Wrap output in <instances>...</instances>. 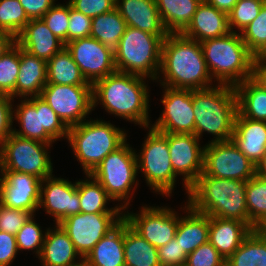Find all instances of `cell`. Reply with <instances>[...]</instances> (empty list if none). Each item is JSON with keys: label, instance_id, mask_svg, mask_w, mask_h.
<instances>
[{"label": "cell", "instance_id": "obj_3", "mask_svg": "<svg viewBox=\"0 0 266 266\" xmlns=\"http://www.w3.org/2000/svg\"><path fill=\"white\" fill-rule=\"evenodd\" d=\"M247 181L199 176L190 186L188 204L209 217L236 219L249 226Z\"/></svg>", "mask_w": 266, "mask_h": 266}, {"label": "cell", "instance_id": "obj_52", "mask_svg": "<svg viewBox=\"0 0 266 266\" xmlns=\"http://www.w3.org/2000/svg\"><path fill=\"white\" fill-rule=\"evenodd\" d=\"M16 45V37L7 32L0 31V57L5 55Z\"/></svg>", "mask_w": 266, "mask_h": 266}, {"label": "cell", "instance_id": "obj_56", "mask_svg": "<svg viewBox=\"0 0 266 266\" xmlns=\"http://www.w3.org/2000/svg\"><path fill=\"white\" fill-rule=\"evenodd\" d=\"M253 64H266V45L254 55Z\"/></svg>", "mask_w": 266, "mask_h": 266}, {"label": "cell", "instance_id": "obj_24", "mask_svg": "<svg viewBox=\"0 0 266 266\" xmlns=\"http://www.w3.org/2000/svg\"><path fill=\"white\" fill-rule=\"evenodd\" d=\"M232 140L239 150L256 165L266 152V122L242 117L237 112Z\"/></svg>", "mask_w": 266, "mask_h": 266}, {"label": "cell", "instance_id": "obj_55", "mask_svg": "<svg viewBox=\"0 0 266 266\" xmlns=\"http://www.w3.org/2000/svg\"><path fill=\"white\" fill-rule=\"evenodd\" d=\"M255 175L266 179V152L255 165Z\"/></svg>", "mask_w": 266, "mask_h": 266}, {"label": "cell", "instance_id": "obj_9", "mask_svg": "<svg viewBox=\"0 0 266 266\" xmlns=\"http://www.w3.org/2000/svg\"><path fill=\"white\" fill-rule=\"evenodd\" d=\"M20 102L13 109V121H18L21 130L14 128V134L50 145L68 138L69 127L40 96L21 98Z\"/></svg>", "mask_w": 266, "mask_h": 266}, {"label": "cell", "instance_id": "obj_11", "mask_svg": "<svg viewBox=\"0 0 266 266\" xmlns=\"http://www.w3.org/2000/svg\"><path fill=\"white\" fill-rule=\"evenodd\" d=\"M50 146L12 132L0 144V171L31 174L41 180L52 176L53 164L47 150Z\"/></svg>", "mask_w": 266, "mask_h": 266}, {"label": "cell", "instance_id": "obj_5", "mask_svg": "<svg viewBox=\"0 0 266 266\" xmlns=\"http://www.w3.org/2000/svg\"><path fill=\"white\" fill-rule=\"evenodd\" d=\"M204 60L216 84L235 87L252 77L254 55L243 42L240 32L201 42Z\"/></svg>", "mask_w": 266, "mask_h": 266}, {"label": "cell", "instance_id": "obj_29", "mask_svg": "<svg viewBox=\"0 0 266 266\" xmlns=\"http://www.w3.org/2000/svg\"><path fill=\"white\" fill-rule=\"evenodd\" d=\"M87 266H125L124 218L83 259Z\"/></svg>", "mask_w": 266, "mask_h": 266}, {"label": "cell", "instance_id": "obj_31", "mask_svg": "<svg viewBox=\"0 0 266 266\" xmlns=\"http://www.w3.org/2000/svg\"><path fill=\"white\" fill-rule=\"evenodd\" d=\"M89 179L77 181V192L80 198V212L97 214H124L122 206L107 208L108 201L113 199L107 194L101 184L91 175Z\"/></svg>", "mask_w": 266, "mask_h": 266}, {"label": "cell", "instance_id": "obj_51", "mask_svg": "<svg viewBox=\"0 0 266 266\" xmlns=\"http://www.w3.org/2000/svg\"><path fill=\"white\" fill-rule=\"evenodd\" d=\"M29 19H39L55 4V0H19Z\"/></svg>", "mask_w": 266, "mask_h": 266}, {"label": "cell", "instance_id": "obj_10", "mask_svg": "<svg viewBox=\"0 0 266 266\" xmlns=\"http://www.w3.org/2000/svg\"><path fill=\"white\" fill-rule=\"evenodd\" d=\"M148 129L141 152L136 153L137 168L144 174L147 185L160 195L171 196L177 174L171 164L168 133Z\"/></svg>", "mask_w": 266, "mask_h": 266}, {"label": "cell", "instance_id": "obj_27", "mask_svg": "<svg viewBox=\"0 0 266 266\" xmlns=\"http://www.w3.org/2000/svg\"><path fill=\"white\" fill-rule=\"evenodd\" d=\"M47 84V62L20 47V67L16 81V97L40 96ZM28 96V97H27Z\"/></svg>", "mask_w": 266, "mask_h": 266}, {"label": "cell", "instance_id": "obj_12", "mask_svg": "<svg viewBox=\"0 0 266 266\" xmlns=\"http://www.w3.org/2000/svg\"><path fill=\"white\" fill-rule=\"evenodd\" d=\"M200 176L248 181L255 176V165L232 139L208 142L204 146L203 173Z\"/></svg>", "mask_w": 266, "mask_h": 266}, {"label": "cell", "instance_id": "obj_40", "mask_svg": "<svg viewBox=\"0 0 266 266\" xmlns=\"http://www.w3.org/2000/svg\"><path fill=\"white\" fill-rule=\"evenodd\" d=\"M266 0H238L228 13V25L231 32L235 28L242 31L247 25L257 18ZM235 27V28H234Z\"/></svg>", "mask_w": 266, "mask_h": 266}, {"label": "cell", "instance_id": "obj_13", "mask_svg": "<svg viewBox=\"0 0 266 266\" xmlns=\"http://www.w3.org/2000/svg\"><path fill=\"white\" fill-rule=\"evenodd\" d=\"M40 97L68 127L85 121L93 110L92 86L46 84Z\"/></svg>", "mask_w": 266, "mask_h": 266}, {"label": "cell", "instance_id": "obj_39", "mask_svg": "<svg viewBox=\"0 0 266 266\" xmlns=\"http://www.w3.org/2000/svg\"><path fill=\"white\" fill-rule=\"evenodd\" d=\"M20 67V47L16 44L0 57V93L16 97V81Z\"/></svg>", "mask_w": 266, "mask_h": 266}, {"label": "cell", "instance_id": "obj_42", "mask_svg": "<svg viewBox=\"0 0 266 266\" xmlns=\"http://www.w3.org/2000/svg\"><path fill=\"white\" fill-rule=\"evenodd\" d=\"M33 215L28 222L17 232L16 242L18 250H34L36 256H40L42 246L44 243L45 233L41 230L39 224L35 222Z\"/></svg>", "mask_w": 266, "mask_h": 266}, {"label": "cell", "instance_id": "obj_47", "mask_svg": "<svg viewBox=\"0 0 266 266\" xmlns=\"http://www.w3.org/2000/svg\"><path fill=\"white\" fill-rule=\"evenodd\" d=\"M187 256L175 237L166 245L158 248L160 266H185Z\"/></svg>", "mask_w": 266, "mask_h": 266}, {"label": "cell", "instance_id": "obj_26", "mask_svg": "<svg viewBox=\"0 0 266 266\" xmlns=\"http://www.w3.org/2000/svg\"><path fill=\"white\" fill-rule=\"evenodd\" d=\"M78 256L81 259L76 261ZM38 258L43 266H74L83 260L67 233L59 224H56L53 229L48 228L46 230L44 243Z\"/></svg>", "mask_w": 266, "mask_h": 266}, {"label": "cell", "instance_id": "obj_53", "mask_svg": "<svg viewBox=\"0 0 266 266\" xmlns=\"http://www.w3.org/2000/svg\"><path fill=\"white\" fill-rule=\"evenodd\" d=\"M252 78L266 89V64H253Z\"/></svg>", "mask_w": 266, "mask_h": 266}, {"label": "cell", "instance_id": "obj_25", "mask_svg": "<svg viewBox=\"0 0 266 266\" xmlns=\"http://www.w3.org/2000/svg\"><path fill=\"white\" fill-rule=\"evenodd\" d=\"M251 231L252 229L240 220L210 217L209 242L227 260Z\"/></svg>", "mask_w": 266, "mask_h": 266}, {"label": "cell", "instance_id": "obj_50", "mask_svg": "<svg viewBox=\"0 0 266 266\" xmlns=\"http://www.w3.org/2000/svg\"><path fill=\"white\" fill-rule=\"evenodd\" d=\"M18 252L16 236L0 231V266H10Z\"/></svg>", "mask_w": 266, "mask_h": 266}, {"label": "cell", "instance_id": "obj_34", "mask_svg": "<svg viewBox=\"0 0 266 266\" xmlns=\"http://www.w3.org/2000/svg\"><path fill=\"white\" fill-rule=\"evenodd\" d=\"M47 84L92 86L66 47L47 61Z\"/></svg>", "mask_w": 266, "mask_h": 266}, {"label": "cell", "instance_id": "obj_45", "mask_svg": "<svg viewBox=\"0 0 266 266\" xmlns=\"http://www.w3.org/2000/svg\"><path fill=\"white\" fill-rule=\"evenodd\" d=\"M33 215L30 211L7 208L0 204V231L16 235Z\"/></svg>", "mask_w": 266, "mask_h": 266}, {"label": "cell", "instance_id": "obj_58", "mask_svg": "<svg viewBox=\"0 0 266 266\" xmlns=\"http://www.w3.org/2000/svg\"><path fill=\"white\" fill-rule=\"evenodd\" d=\"M74 266H87L86 262L82 260L80 263L74 265Z\"/></svg>", "mask_w": 266, "mask_h": 266}, {"label": "cell", "instance_id": "obj_20", "mask_svg": "<svg viewBox=\"0 0 266 266\" xmlns=\"http://www.w3.org/2000/svg\"><path fill=\"white\" fill-rule=\"evenodd\" d=\"M55 218V224H59L66 217L80 213V198L77 192V181L70 182L68 179L46 177L41 181L40 201L38 210Z\"/></svg>", "mask_w": 266, "mask_h": 266}, {"label": "cell", "instance_id": "obj_30", "mask_svg": "<svg viewBox=\"0 0 266 266\" xmlns=\"http://www.w3.org/2000/svg\"><path fill=\"white\" fill-rule=\"evenodd\" d=\"M237 112L245 118L266 122V89L252 77L235 86Z\"/></svg>", "mask_w": 266, "mask_h": 266}, {"label": "cell", "instance_id": "obj_49", "mask_svg": "<svg viewBox=\"0 0 266 266\" xmlns=\"http://www.w3.org/2000/svg\"><path fill=\"white\" fill-rule=\"evenodd\" d=\"M14 99L0 93V144L13 132V106Z\"/></svg>", "mask_w": 266, "mask_h": 266}, {"label": "cell", "instance_id": "obj_23", "mask_svg": "<svg viewBox=\"0 0 266 266\" xmlns=\"http://www.w3.org/2000/svg\"><path fill=\"white\" fill-rule=\"evenodd\" d=\"M229 32L231 31L228 25V14L217 10L202 0L191 22L182 34L188 38L202 42L207 39L225 36Z\"/></svg>", "mask_w": 266, "mask_h": 266}, {"label": "cell", "instance_id": "obj_1", "mask_svg": "<svg viewBox=\"0 0 266 266\" xmlns=\"http://www.w3.org/2000/svg\"><path fill=\"white\" fill-rule=\"evenodd\" d=\"M162 86L174 89H206L213 81L204 60L201 42L182 33H168L162 44Z\"/></svg>", "mask_w": 266, "mask_h": 266}, {"label": "cell", "instance_id": "obj_18", "mask_svg": "<svg viewBox=\"0 0 266 266\" xmlns=\"http://www.w3.org/2000/svg\"><path fill=\"white\" fill-rule=\"evenodd\" d=\"M195 134L168 133L171 164L177 175L183 176L184 188L190 186L203 173L204 147Z\"/></svg>", "mask_w": 266, "mask_h": 266}, {"label": "cell", "instance_id": "obj_4", "mask_svg": "<svg viewBox=\"0 0 266 266\" xmlns=\"http://www.w3.org/2000/svg\"><path fill=\"white\" fill-rule=\"evenodd\" d=\"M192 106L195 116V135L210 133V142L232 139L237 114L235 87L218 84L206 89L192 90Z\"/></svg>", "mask_w": 266, "mask_h": 266}, {"label": "cell", "instance_id": "obj_57", "mask_svg": "<svg viewBox=\"0 0 266 266\" xmlns=\"http://www.w3.org/2000/svg\"><path fill=\"white\" fill-rule=\"evenodd\" d=\"M256 230L266 237V219L256 228Z\"/></svg>", "mask_w": 266, "mask_h": 266}, {"label": "cell", "instance_id": "obj_16", "mask_svg": "<svg viewBox=\"0 0 266 266\" xmlns=\"http://www.w3.org/2000/svg\"><path fill=\"white\" fill-rule=\"evenodd\" d=\"M161 103L163 112L151 124V128L160 133L195 134V116L192 106L191 89H174L163 86Z\"/></svg>", "mask_w": 266, "mask_h": 266}, {"label": "cell", "instance_id": "obj_41", "mask_svg": "<svg viewBox=\"0 0 266 266\" xmlns=\"http://www.w3.org/2000/svg\"><path fill=\"white\" fill-rule=\"evenodd\" d=\"M240 34L243 42L253 55L266 45V2L263 4L257 18L247 25Z\"/></svg>", "mask_w": 266, "mask_h": 266}, {"label": "cell", "instance_id": "obj_22", "mask_svg": "<svg viewBox=\"0 0 266 266\" xmlns=\"http://www.w3.org/2000/svg\"><path fill=\"white\" fill-rule=\"evenodd\" d=\"M115 8L127 26L154 35H168L155 0H116Z\"/></svg>", "mask_w": 266, "mask_h": 266}, {"label": "cell", "instance_id": "obj_37", "mask_svg": "<svg viewBox=\"0 0 266 266\" xmlns=\"http://www.w3.org/2000/svg\"><path fill=\"white\" fill-rule=\"evenodd\" d=\"M246 204L249 227L255 230L266 219V179L255 175L247 181Z\"/></svg>", "mask_w": 266, "mask_h": 266}, {"label": "cell", "instance_id": "obj_36", "mask_svg": "<svg viewBox=\"0 0 266 266\" xmlns=\"http://www.w3.org/2000/svg\"><path fill=\"white\" fill-rule=\"evenodd\" d=\"M226 266H266V237L252 230L226 260Z\"/></svg>", "mask_w": 266, "mask_h": 266}, {"label": "cell", "instance_id": "obj_32", "mask_svg": "<svg viewBox=\"0 0 266 266\" xmlns=\"http://www.w3.org/2000/svg\"><path fill=\"white\" fill-rule=\"evenodd\" d=\"M168 33H182L191 22L202 0H155Z\"/></svg>", "mask_w": 266, "mask_h": 266}, {"label": "cell", "instance_id": "obj_7", "mask_svg": "<svg viewBox=\"0 0 266 266\" xmlns=\"http://www.w3.org/2000/svg\"><path fill=\"white\" fill-rule=\"evenodd\" d=\"M167 35H154L127 26L114 51L117 71L158 80L162 44Z\"/></svg>", "mask_w": 266, "mask_h": 266}, {"label": "cell", "instance_id": "obj_2", "mask_svg": "<svg viewBox=\"0 0 266 266\" xmlns=\"http://www.w3.org/2000/svg\"><path fill=\"white\" fill-rule=\"evenodd\" d=\"M145 80L119 71L98 79L92 84L93 110L100 103L106 112L149 128L150 94Z\"/></svg>", "mask_w": 266, "mask_h": 266}, {"label": "cell", "instance_id": "obj_28", "mask_svg": "<svg viewBox=\"0 0 266 266\" xmlns=\"http://www.w3.org/2000/svg\"><path fill=\"white\" fill-rule=\"evenodd\" d=\"M183 207L188 215L179 216L175 238L178 240L183 252L187 255L200 245L209 241L210 217L194 210L188 202Z\"/></svg>", "mask_w": 266, "mask_h": 266}, {"label": "cell", "instance_id": "obj_38", "mask_svg": "<svg viewBox=\"0 0 266 266\" xmlns=\"http://www.w3.org/2000/svg\"><path fill=\"white\" fill-rule=\"evenodd\" d=\"M30 21L19 0H0V31L17 37Z\"/></svg>", "mask_w": 266, "mask_h": 266}, {"label": "cell", "instance_id": "obj_35", "mask_svg": "<svg viewBox=\"0 0 266 266\" xmlns=\"http://www.w3.org/2000/svg\"><path fill=\"white\" fill-rule=\"evenodd\" d=\"M127 24L116 8L112 11L92 18L90 37L115 51Z\"/></svg>", "mask_w": 266, "mask_h": 266}, {"label": "cell", "instance_id": "obj_15", "mask_svg": "<svg viewBox=\"0 0 266 266\" xmlns=\"http://www.w3.org/2000/svg\"><path fill=\"white\" fill-rule=\"evenodd\" d=\"M126 212L124 219L128 224L157 249L175 237L179 214L172 208L146 205L140 209L138 214Z\"/></svg>", "mask_w": 266, "mask_h": 266}, {"label": "cell", "instance_id": "obj_43", "mask_svg": "<svg viewBox=\"0 0 266 266\" xmlns=\"http://www.w3.org/2000/svg\"><path fill=\"white\" fill-rule=\"evenodd\" d=\"M42 19L59 40L68 43L69 2L66 5L55 3Z\"/></svg>", "mask_w": 266, "mask_h": 266}, {"label": "cell", "instance_id": "obj_21", "mask_svg": "<svg viewBox=\"0 0 266 266\" xmlns=\"http://www.w3.org/2000/svg\"><path fill=\"white\" fill-rule=\"evenodd\" d=\"M16 44L46 62L65 47V44L52 33L42 18L30 19L16 37Z\"/></svg>", "mask_w": 266, "mask_h": 266}, {"label": "cell", "instance_id": "obj_6", "mask_svg": "<svg viewBox=\"0 0 266 266\" xmlns=\"http://www.w3.org/2000/svg\"><path fill=\"white\" fill-rule=\"evenodd\" d=\"M122 129L103 120H85L69 127L67 141L86 174H91L101 161L125 141Z\"/></svg>", "mask_w": 266, "mask_h": 266}, {"label": "cell", "instance_id": "obj_54", "mask_svg": "<svg viewBox=\"0 0 266 266\" xmlns=\"http://www.w3.org/2000/svg\"><path fill=\"white\" fill-rule=\"evenodd\" d=\"M206 3L212 5L217 10L223 11L225 13H229L238 0H203Z\"/></svg>", "mask_w": 266, "mask_h": 266}, {"label": "cell", "instance_id": "obj_44", "mask_svg": "<svg viewBox=\"0 0 266 266\" xmlns=\"http://www.w3.org/2000/svg\"><path fill=\"white\" fill-rule=\"evenodd\" d=\"M185 266H226V260L208 241L188 254Z\"/></svg>", "mask_w": 266, "mask_h": 266}, {"label": "cell", "instance_id": "obj_46", "mask_svg": "<svg viewBox=\"0 0 266 266\" xmlns=\"http://www.w3.org/2000/svg\"><path fill=\"white\" fill-rule=\"evenodd\" d=\"M91 26L92 18L76 11L69 3L68 42L78 38L90 37Z\"/></svg>", "mask_w": 266, "mask_h": 266}, {"label": "cell", "instance_id": "obj_8", "mask_svg": "<svg viewBox=\"0 0 266 266\" xmlns=\"http://www.w3.org/2000/svg\"><path fill=\"white\" fill-rule=\"evenodd\" d=\"M136 155L135 150L125 141L120 147L107 155L91 173L113 201L125 200L124 205L121 203L124 210L128 209L130 198L132 199L130 195L134 194L135 187L139 184V180L136 181L137 173H139Z\"/></svg>", "mask_w": 266, "mask_h": 266}, {"label": "cell", "instance_id": "obj_33", "mask_svg": "<svg viewBox=\"0 0 266 266\" xmlns=\"http://www.w3.org/2000/svg\"><path fill=\"white\" fill-rule=\"evenodd\" d=\"M125 266H160L158 249L147 242L124 219Z\"/></svg>", "mask_w": 266, "mask_h": 266}, {"label": "cell", "instance_id": "obj_19", "mask_svg": "<svg viewBox=\"0 0 266 266\" xmlns=\"http://www.w3.org/2000/svg\"><path fill=\"white\" fill-rule=\"evenodd\" d=\"M0 204L33 214L40 201L41 179L26 173L0 171Z\"/></svg>", "mask_w": 266, "mask_h": 266}, {"label": "cell", "instance_id": "obj_48", "mask_svg": "<svg viewBox=\"0 0 266 266\" xmlns=\"http://www.w3.org/2000/svg\"><path fill=\"white\" fill-rule=\"evenodd\" d=\"M68 2L76 11L90 18L110 12L116 5V0H69Z\"/></svg>", "mask_w": 266, "mask_h": 266}, {"label": "cell", "instance_id": "obj_17", "mask_svg": "<svg viewBox=\"0 0 266 266\" xmlns=\"http://www.w3.org/2000/svg\"><path fill=\"white\" fill-rule=\"evenodd\" d=\"M65 47L91 84L117 71L114 51L95 38L74 39L66 43Z\"/></svg>", "mask_w": 266, "mask_h": 266}, {"label": "cell", "instance_id": "obj_14", "mask_svg": "<svg viewBox=\"0 0 266 266\" xmlns=\"http://www.w3.org/2000/svg\"><path fill=\"white\" fill-rule=\"evenodd\" d=\"M123 218L124 214L80 212L66 217L59 225L67 233L76 251L84 259L94 246Z\"/></svg>", "mask_w": 266, "mask_h": 266}]
</instances>
